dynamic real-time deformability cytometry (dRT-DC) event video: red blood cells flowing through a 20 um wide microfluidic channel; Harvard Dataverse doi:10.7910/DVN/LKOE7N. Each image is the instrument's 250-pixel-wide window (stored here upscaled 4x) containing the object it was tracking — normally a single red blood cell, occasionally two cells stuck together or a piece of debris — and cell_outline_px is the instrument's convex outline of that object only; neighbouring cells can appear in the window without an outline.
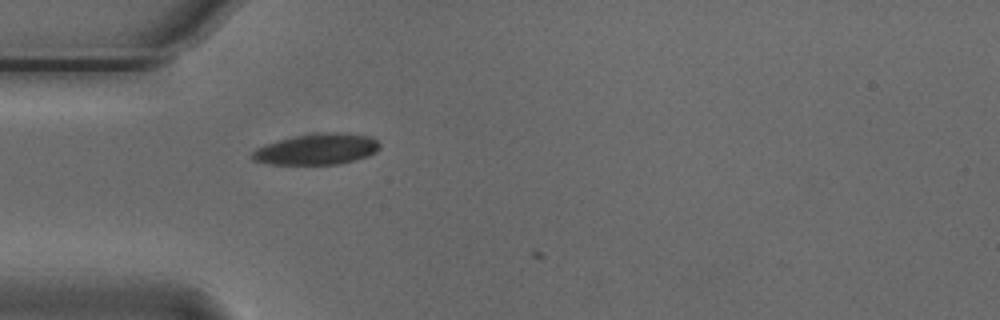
{"species": "Egyptian fruit bat (a non-hibernating species)", "species_latin": "Rousettus aegyptiacus", "temperature_condition": "cold", "stored_images_in_passage": 6, "camera_frame_rate_fps": 3000, "um_per_image_px": 0.085, "animal": {"sex": "male"}, "frame": {"image": 1, "passage_image": 5, "time_ms": 1.333, "image_size_px": [1000, 320], "cell_outline_px": [[380, 148], [376, 152], [368, 156], [336, 164], [272, 164], [252, 160], [252, 152], [256, 148], [264, 144], [312, 132], [344, 132], [372, 136], [380, 144]], "centroid_in_image_um": [26.96, 12.66], "position_along_channel_um": 58.0, "area_um2": 23.12}}